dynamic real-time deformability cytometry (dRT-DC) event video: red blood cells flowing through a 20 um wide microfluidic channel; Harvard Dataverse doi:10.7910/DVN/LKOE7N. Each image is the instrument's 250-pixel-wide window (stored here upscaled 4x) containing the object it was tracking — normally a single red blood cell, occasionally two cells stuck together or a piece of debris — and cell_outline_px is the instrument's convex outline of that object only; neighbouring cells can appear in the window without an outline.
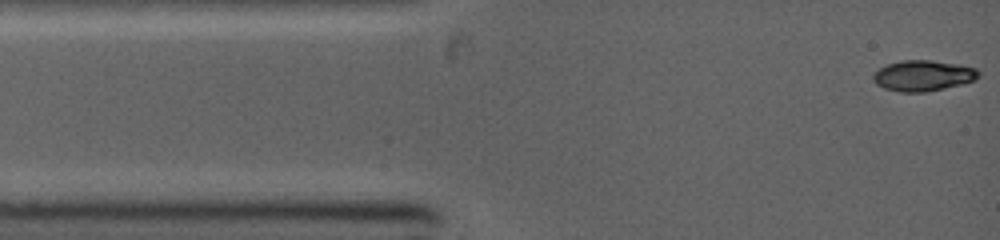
{"species": "common noctule bat (a hibernating species)", "species_latin": "Nyctalus noctula", "temperature_condition": "warm", "stored_images_in_passage": 3, "camera_frame_rate_fps": 5000, "um_per_image_px": 0.085, "animal": {"sex": "female", "body_mass_g": 19.0, "forearm_length_mm": 53.3}, "frame": {"image": 1, "passage_image": 1, "time_ms": 0.0, "image_size_px": [1000, 240], "cell_outline_px": [[980, 76], [976, 80], [964, 84], [924, 92], [900, 92], [884, 88], [876, 84], [872, 80], [872, 76], [880, 68], [888, 64], [900, 60], [932, 60], [960, 64], [976, 68], [980, 72]], "centroid_in_image_um": [78.5, 6.43], "position_along_channel_um": 6.5, "area_um2": 19.07}}
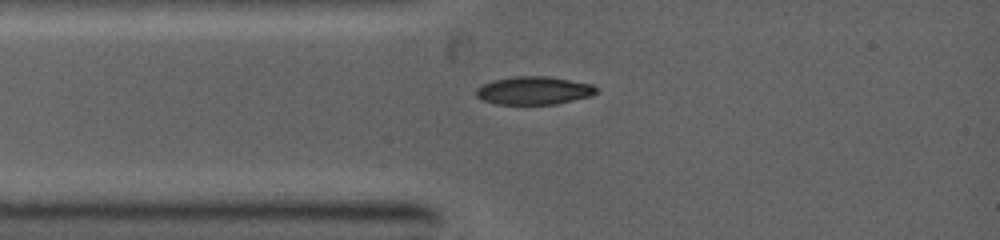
{"frame": {"image": 2, "passage_image": 3, "time_ms": 2.0, "image_size_px": [1000, 240], "cell_outline_px": [[600, 88], [592, 96], [556, 104], [496, 104], [484, 100], [476, 96], [476, 88], [492, 80], [512, 76], [552, 76], [592, 84]], "centroid_in_image_um": [45.42, 7.68], "position_along_channel_um": 39.6, "area_um2": 19.88}}